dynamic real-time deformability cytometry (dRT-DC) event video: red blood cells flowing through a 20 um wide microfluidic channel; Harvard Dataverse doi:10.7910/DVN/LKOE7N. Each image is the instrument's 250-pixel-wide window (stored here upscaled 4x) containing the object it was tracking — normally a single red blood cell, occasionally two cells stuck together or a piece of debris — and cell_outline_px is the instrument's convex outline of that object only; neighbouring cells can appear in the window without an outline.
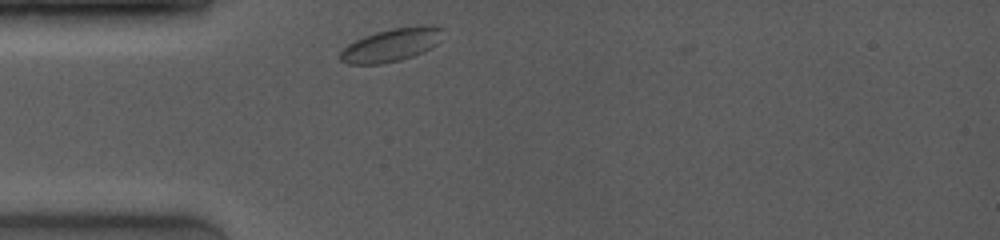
{"species": "common noctule bat (a hibernating species)", "species_latin": "Nyctalus noctula", "temperature_condition": "room temperature", "stored_images_in_passage": 1, "camera_frame_rate_fps": 4000, "um_per_image_px": 0.085, "animal": {"sex": "female", "body_mass_g": 19.0, "forearm_length_mm": 53.3}, "frame": {"image": 1, "passage_image": 1, "time_ms": 0.0, "image_size_px": [1000, 240], "cell_outline_px": [[444, 28], [436, 44], [432, 48], [424, 52], [400, 60], [380, 64], [348, 64], [340, 60], [340, 52], [348, 44], [364, 36], [376, 32], [392, 28], [420, 24], [432, 24]], "centroid_in_image_um": [33.29, 3.8], "position_along_channel_um": 51.7, "area_um2": 19.94}}